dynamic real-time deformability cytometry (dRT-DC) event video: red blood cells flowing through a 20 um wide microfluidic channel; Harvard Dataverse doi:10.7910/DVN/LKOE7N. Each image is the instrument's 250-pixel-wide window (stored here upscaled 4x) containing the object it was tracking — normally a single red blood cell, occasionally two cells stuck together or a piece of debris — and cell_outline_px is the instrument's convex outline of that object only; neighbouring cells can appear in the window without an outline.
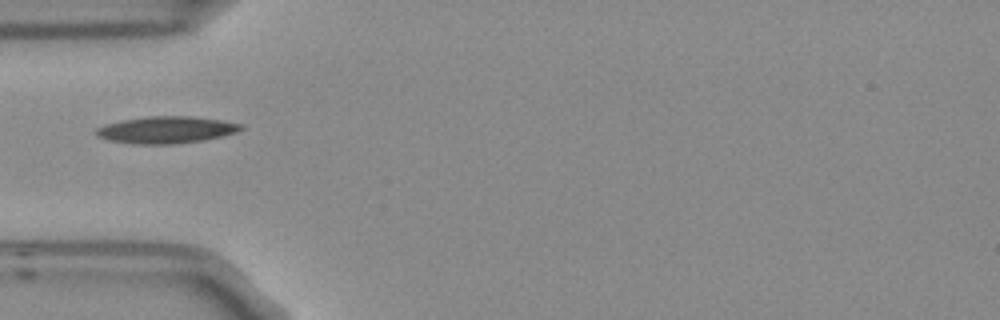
{"species": "Egyptian fruit bat (a non-hibernating species)", "species_latin": "Rousettus aegyptiacus", "temperature_condition": "room temperature", "stored_images_in_passage": 4, "camera_frame_rate_fps": 3000, "um_per_image_px": 0.085, "frame": {"image": 1, "passage_image": 1, "time_ms": 0.0, "image_size_px": [1000, 320], "cell_outline_px": [[244, 128], [236, 132], [204, 140], [172, 144], [136, 144], [108, 140], [96, 136], [96, 128], [104, 124], [120, 120], [148, 116], [192, 116], [220, 120], [244, 124]], "centroid_in_image_um": [14.11, 11.03], "position_along_channel_um": 70.9, "area_um2": 22.77}}